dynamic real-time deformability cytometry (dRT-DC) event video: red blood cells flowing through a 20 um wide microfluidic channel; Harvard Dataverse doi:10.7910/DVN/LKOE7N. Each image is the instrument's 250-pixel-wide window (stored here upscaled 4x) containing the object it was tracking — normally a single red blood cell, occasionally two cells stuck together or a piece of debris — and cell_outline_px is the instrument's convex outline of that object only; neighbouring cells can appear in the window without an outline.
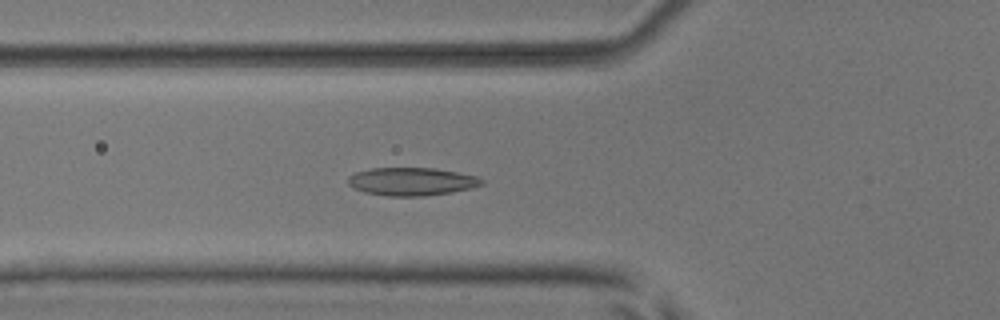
{"species": "common noctule bat (a hibernating species)", "species_latin": "Nyctalus noctula", "temperature_condition": "room temperature", "stored_images_in_passage": 51, "camera_frame_rate_fps": 3000, "um_per_image_px": 0.085, "animal": {"sex": "male", "body_mass_g": 17.9, "forearm_length_mm": 54.2}, "frame": {"image": 1, "passage_image": 20, "time_ms": 6.333, "image_size_px": [1000, 320], "cell_outline_px": [[484, 184], [472, 188], [452, 192], [424, 196], [388, 196], [364, 192], [352, 188], [348, 184], [348, 176], [356, 172], [372, 168], [436, 168], [476, 176], [484, 180]], "centroid_in_image_um": [34.98, 15.43], "position_along_channel_um": 90.8, "area_um2": 21.91}}
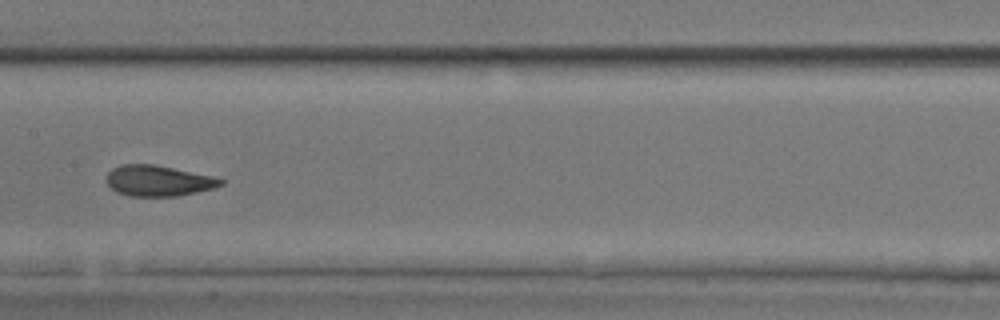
{"frame": {"image": 2, "passage_image": 28, "time_ms": 9.0, "image_size_px": [1000, 320], "cell_outline_px": [[224, 184], [212, 188], [196, 192], [176, 196], [128, 196], [116, 192], [104, 180], [108, 172], [112, 168], [120, 164], [156, 164], [212, 176], [224, 180]], "centroid_in_image_um": [13.41, 15.35], "position_along_channel_um": 194.0, "area_um2": 20.58}}
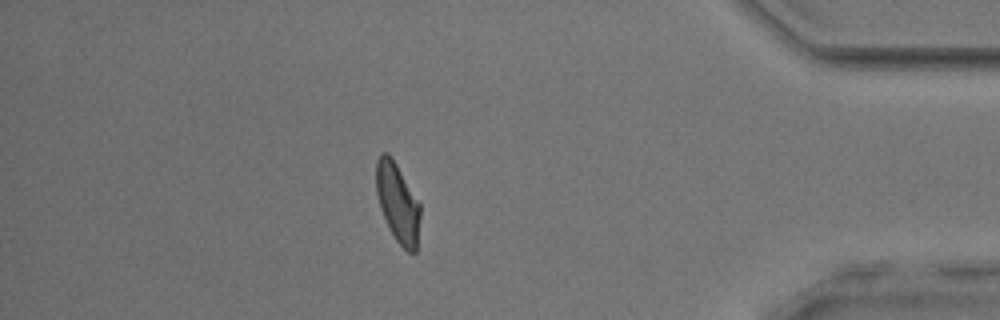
{"frame": {"image": 3, "passage_image": 47, "time_ms": 15.333, "image_size_px": [1000, 320], "cell_outline_px": [[420, 216], [416, 252], [408, 252], [396, 240], [380, 208], [376, 192], [376, 160], [380, 152], [388, 152], [392, 156], [420, 204]], "centroid_in_image_um": [33.79, 17.18], "position_along_channel_um": 401.4, "area_um2": 20.17}}